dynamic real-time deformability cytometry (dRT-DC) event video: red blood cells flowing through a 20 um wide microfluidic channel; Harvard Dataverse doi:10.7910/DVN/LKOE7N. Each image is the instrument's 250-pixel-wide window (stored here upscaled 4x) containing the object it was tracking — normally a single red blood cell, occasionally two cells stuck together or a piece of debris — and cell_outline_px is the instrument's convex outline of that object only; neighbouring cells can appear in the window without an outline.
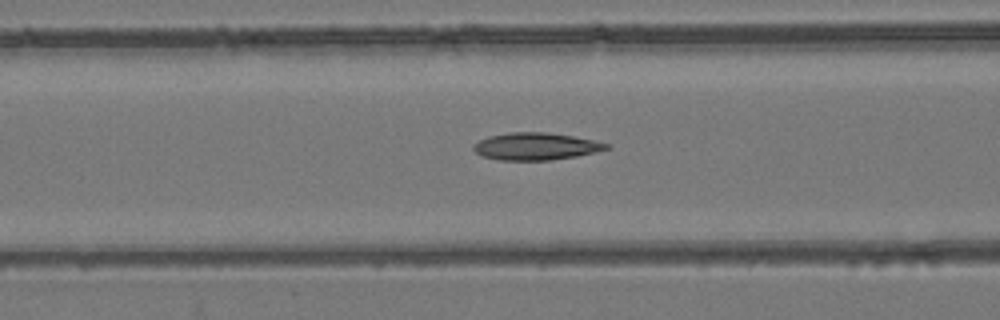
{"species": "common noctule bat (a hibernating species)", "species_latin": "Nyctalus noctula", "temperature_condition": "room temperature", "stored_images_in_passage": 34, "camera_frame_rate_fps": 3000, "um_per_image_px": 0.085, "animal": {"sex": "female", "body_mass_g": 24.6, "forearm_length_mm": 56.2}, "frame": {"image": 1, "passage_image": 9, "time_ms": 2.667, "image_size_px": [1000, 320], "cell_outline_px": [[612, 148], [576, 156], [548, 160], [500, 160], [484, 156], [476, 152], [472, 148], [480, 140], [488, 136], [508, 132], [548, 132], [572, 136], [612, 144]], "centroid_in_image_um": [45.58, 12.43], "position_along_channel_um": 121.0, "area_um2": 20.98}}
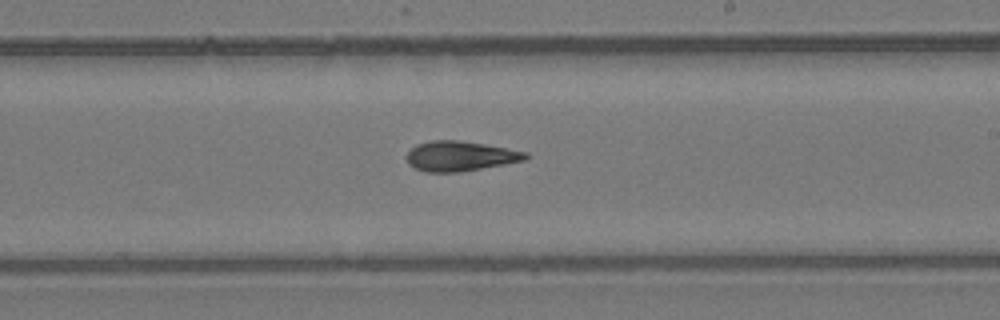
{"frame": {"image": 2, "passage_image": 19, "time_ms": 6.0, "image_size_px": [1000, 320], "cell_outline_px": [[528, 156], [524, 160], [480, 168], [456, 172], [428, 172], [416, 168], [408, 164], [408, 152], [416, 144], [432, 140], [460, 140], [484, 144], [528, 152]], "centroid_in_image_um": [39.09, 13.25], "position_along_channel_um": 249.9, "area_um2": 20.35}}
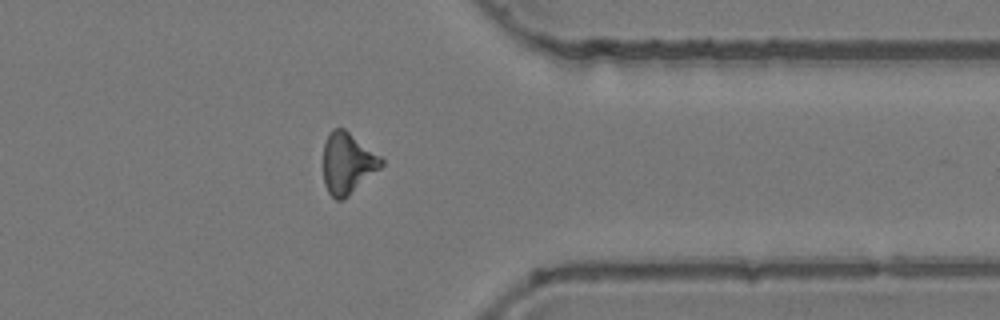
{"frame": {"image": 3, "passage_image": 30, "time_ms": 9.667, "image_size_px": [1000, 320], "cell_outline_px": [[384, 164], [380, 168], [344, 200], [336, 200], [328, 192], [324, 184], [324, 144], [332, 128], [344, 128], [380, 156], [384, 160]], "centroid_in_image_um": [29.54, 13.89], "position_along_channel_um": 381.9, "area_um2": 20.52}, "authors_computed_cell_mechanics": {"area_um2": 20.5479, "velocity_mm_per_s": 3.868, "shape_relaxation_time_tau1_ms": null, "shape_relaxation_time_tau2_ms": 4.9267, "deformation_change_tau1": null, "deformation_change_tau2": 0.1564}}